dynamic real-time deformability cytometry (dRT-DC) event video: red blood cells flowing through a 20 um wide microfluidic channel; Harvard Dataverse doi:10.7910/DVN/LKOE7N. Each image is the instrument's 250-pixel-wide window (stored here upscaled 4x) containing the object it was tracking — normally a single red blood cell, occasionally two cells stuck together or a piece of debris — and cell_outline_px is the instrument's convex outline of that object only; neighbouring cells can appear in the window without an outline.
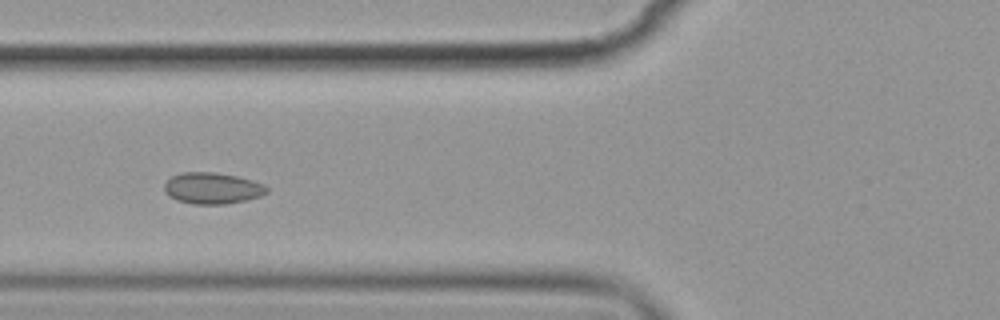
{"species": "common noctule bat (a hibernating species)", "species_latin": "Nyctalus noctula", "temperature_condition": "cold", "stored_images_in_passage": 7, "camera_frame_rate_fps": 3000, "um_per_image_px": 0.085, "animal": {"sex": "female", "body_mass_g": 19.9}, "frame": {"image": 1, "passage_image": 5, "time_ms": 5.0, "image_size_px": [1000, 320], "cell_outline_px": [[268, 192], [260, 196], [244, 200], [224, 204], [192, 204], [176, 200], [168, 196], [164, 192], [164, 184], [172, 176], [184, 172], [216, 172], [236, 176], [252, 180], [264, 184], [268, 188]], "centroid_in_image_um": [18.03, 16.0], "position_along_channel_um": 107.8, "area_um2": 18.73}}
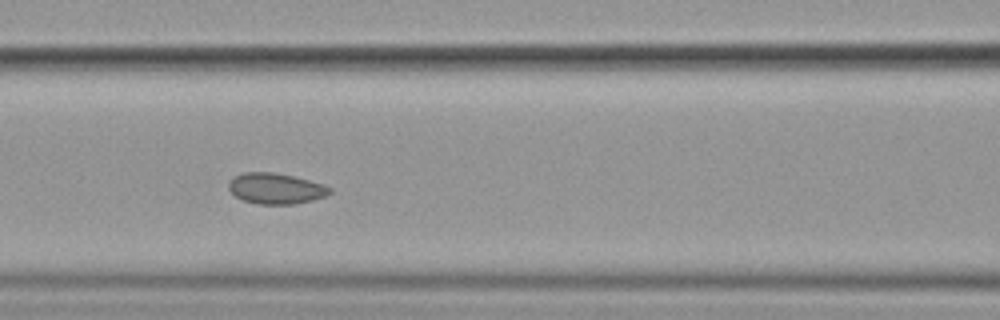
{"frame": {"image": 2, "passage_image": 6, "time_ms": 6.0, "image_size_px": [1000, 320], "cell_outline_px": [[332, 192], [324, 196], [312, 200], [296, 204], [260, 204], [244, 200], [236, 196], [228, 188], [228, 184], [236, 176], [244, 172], [272, 172], [296, 176], [324, 184], [332, 188]], "centroid_in_image_um": [23.49, 16.01], "position_along_channel_um": 143.1, "area_um2": 18.09}}
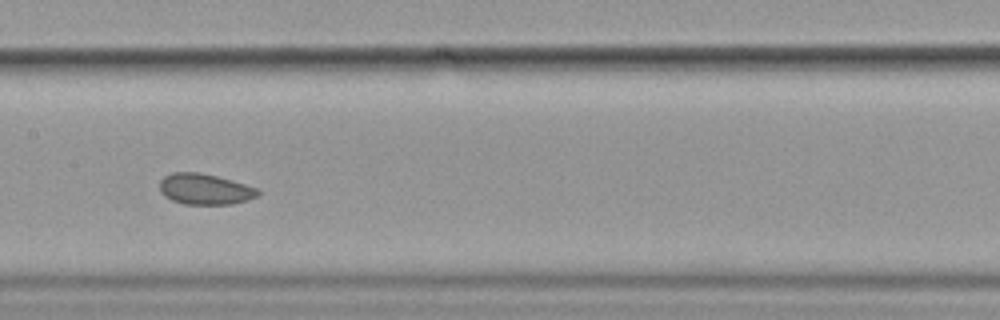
{"frame": {"image": 3, "passage_image": 7, "time_ms": 7.333, "image_size_px": [1000, 320], "cell_outline_px": [[260, 192], [256, 196], [248, 200], [232, 204], [184, 204], [172, 200], [164, 196], [160, 192], [160, 180], [164, 176], [172, 172], [200, 172], [216, 176], [260, 188]], "centroid_in_image_um": [17.41, 16.07], "position_along_channel_um": 190.0, "area_um2": 17.74}}